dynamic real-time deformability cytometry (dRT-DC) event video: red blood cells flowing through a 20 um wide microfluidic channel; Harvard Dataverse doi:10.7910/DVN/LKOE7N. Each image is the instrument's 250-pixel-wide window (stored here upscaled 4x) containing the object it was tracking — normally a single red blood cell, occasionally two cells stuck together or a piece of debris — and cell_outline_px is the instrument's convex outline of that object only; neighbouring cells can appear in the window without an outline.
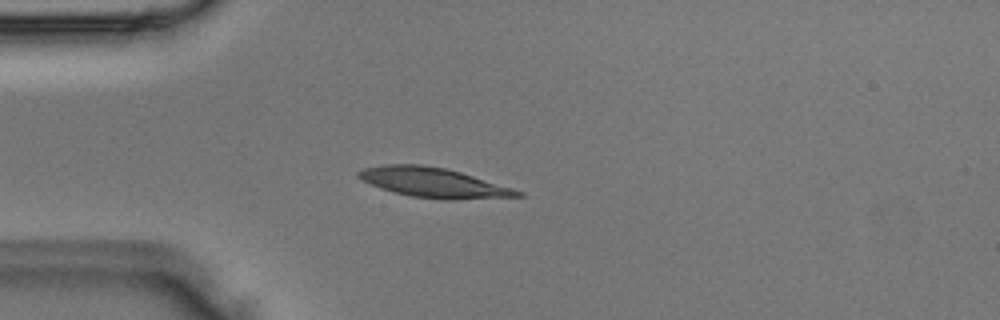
{"species": "Egyptian fruit bat (a non-hibernating species)", "species_latin": "Rousettus aegyptiacus", "temperature_condition": "room temperature", "stored_images_in_passage": 4, "camera_frame_rate_fps": 3000, "um_per_image_px": 0.085, "animal": {"sex": "male"}, "frame": {"image": 1, "passage_image": 4, "time_ms": 1.0, "image_size_px": [1000, 320], "cell_outline_px": [[524, 196], [452, 200], [444, 200], [412, 196], [380, 188], [356, 176], [356, 172], [364, 168], [384, 164], [420, 164], [444, 168], [460, 172], [512, 188], [524, 192]], "centroid_in_image_um": [36.85, 15.52], "position_along_channel_um": 48.2, "area_um2": 27.28}}